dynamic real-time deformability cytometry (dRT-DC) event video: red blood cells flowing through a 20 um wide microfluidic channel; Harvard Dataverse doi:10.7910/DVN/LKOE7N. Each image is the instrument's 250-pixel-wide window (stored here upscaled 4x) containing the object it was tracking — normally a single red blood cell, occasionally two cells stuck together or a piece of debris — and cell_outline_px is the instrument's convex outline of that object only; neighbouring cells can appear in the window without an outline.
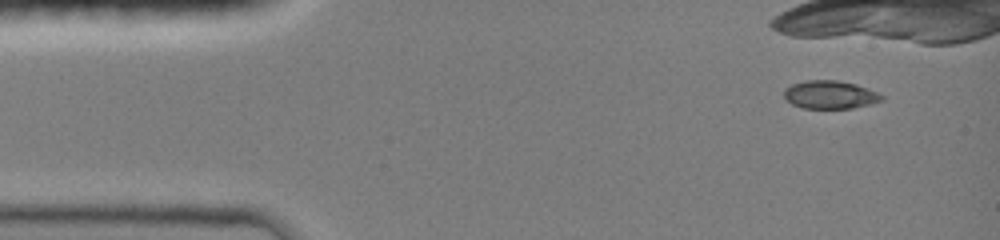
{"species": "common noctule bat (a hibernating species)", "species_latin": "Nyctalus noctula", "temperature_condition": "room temperature", "stored_images_in_passage": 5, "camera_frame_rate_fps": 3000, "um_per_image_px": 0.085, "animal": {"sex": "female", "body_mass_g": 19.0, "forearm_length_mm": 51.5}, "frame": {"image": 1, "passage_image": 1, "time_ms": 0.0, "image_size_px": [1000, 240], "cell_outline_px": [[884, 100], [852, 108], [800, 108], [792, 104], [784, 96], [784, 88], [792, 84], [808, 80], [836, 80], [856, 84], [876, 92], [884, 96]], "centroid_in_image_um": [70.53, 8.05], "position_along_channel_um": 14.5, "area_um2": 15.9}}